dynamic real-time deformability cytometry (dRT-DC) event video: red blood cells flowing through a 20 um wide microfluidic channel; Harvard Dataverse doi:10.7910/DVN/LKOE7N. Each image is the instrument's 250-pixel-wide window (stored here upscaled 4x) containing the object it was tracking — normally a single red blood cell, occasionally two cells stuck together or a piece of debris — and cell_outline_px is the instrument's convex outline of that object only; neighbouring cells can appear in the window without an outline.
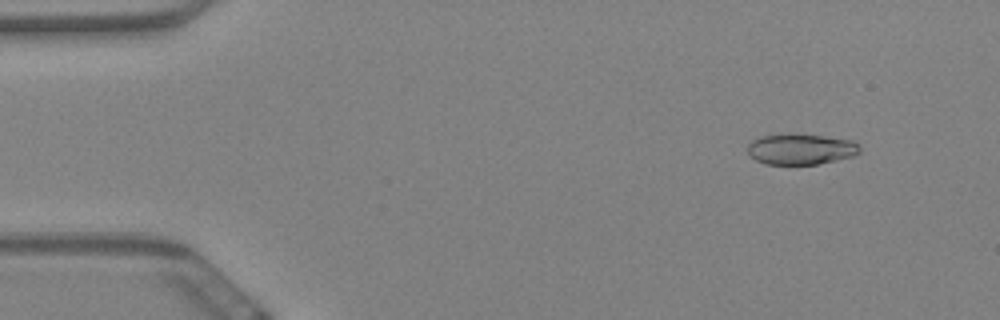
{"species": "Egyptian fruit bat (a non-hibernating species)", "species_latin": "Rousettus aegyptiacus", "temperature_condition": "warm", "stored_images_in_passage": 59, "camera_frame_rate_fps": 3000, "um_per_image_px": 0.085, "animal": {"sex": "female"}, "frame": {"image": 1, "passage_image": 6, "time_ms": 1.667, "image_size_px": [1000, 320], "cell_outline_px": [[860, 152], [856, 156], [816, 164], [764, 164], [748, 156], [748, 144], [752, 140], [760, 136], [788, 132], [792, 132], [824, 136], [852, 140], [860, 144]], "centroid_in_image_um": [68.06, 12.65], "position_along_channel_um": 16.9, "area_um2": 20.69}}
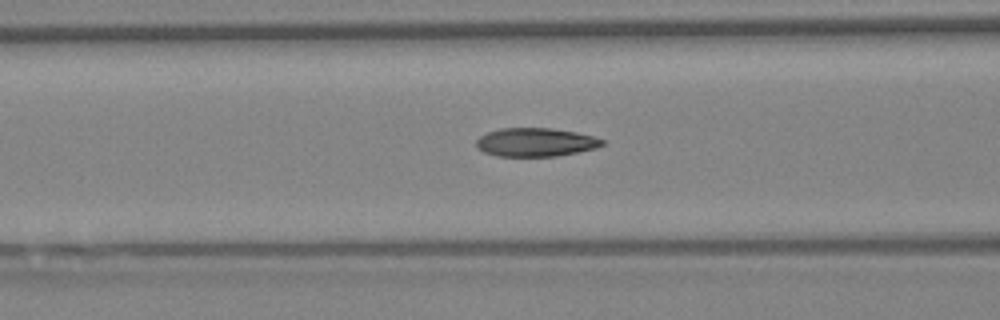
{"frame": {"image": 2, "passage_image": 24, "time_ms": 7.667, "image_size_px": [1000, 320], "cell_outline_px": [[604, 144], [596, 148], [556, 156], [496, 156], [484, 152], [476, 148], [476, 140], [480, 136], [488, 132], [500, 128], [552, 128], [576, 132], [592, 136], [604, 140]], "centroid_in_image_um": [45.49, 12.09], "position_along_channel_um": 121.1, "area_um2": 20.92}}
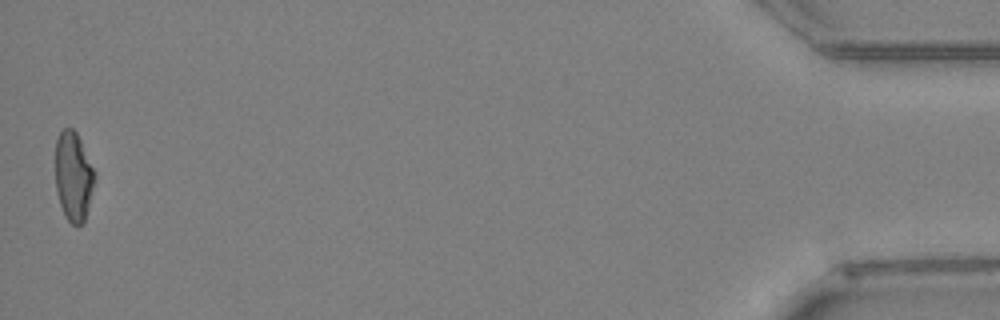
{"frame": {"image": 3, "passage_image": 59, "time_ms": 19.333, "image_size_px": [1000, 320], "cell_outline_px": [[96, 176], [84, 224], [72, 224], [68, 220], [60, 204], [56, 192], [56, 140], [60, 132], [64, 128], [72, 128], [76, 132], [96, 172]], "centroid_in_image_um": [6.25, 14.99], "position_along_channel_um": 428.9, "area_um2": 20.35}, "authors_computed_cell_mechanics": {"area_um2": 21.097, "velocity_mm_per_s": 3.4552, "shape_relaxation_time_tau1_ms": 10.9778, "shape_relaxation_time_tau2_ms": 2.2271, "deformation_change_tau1": 0.2592, "deformation_change_tau2": 0.0936}}